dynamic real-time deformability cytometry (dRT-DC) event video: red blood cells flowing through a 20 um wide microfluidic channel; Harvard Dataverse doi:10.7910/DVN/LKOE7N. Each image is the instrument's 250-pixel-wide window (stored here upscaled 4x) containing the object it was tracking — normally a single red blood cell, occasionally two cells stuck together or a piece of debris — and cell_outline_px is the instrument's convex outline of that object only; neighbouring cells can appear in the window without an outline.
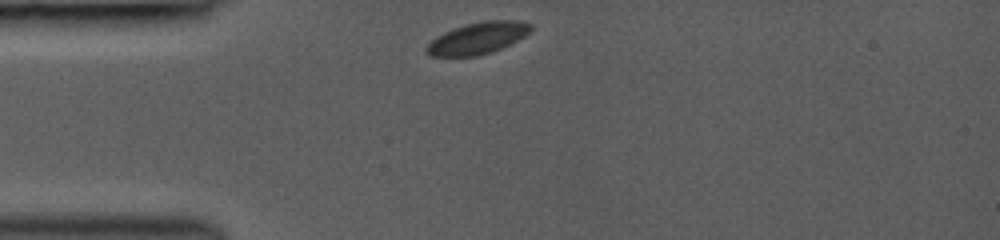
{"species": "common noctule bat (a hibernating species)", "species_latin": "Nyctalus noctula", "temperature_condition": "room temperature", "stored_images_in_passage": 43, "camera_frame_rate_fps": 3000, "um_per_image_px": 0.085, "animal": {"sex": "female", "body_mass_g": 19.0, "forearm_length_mm": 53.3}, "frame": {"image": 1, "passage_image": 1, "time_ms": 0.0, "image_size_px": [1000, 240], "cell_outline_px": [[532, 28], [524, 36], [492, 52], [476, 56], [428, 56], [424, 52], [424, 48], [436, 36], [452, 28], [484, 20], [516, 20], [532, 24]], "centroid_in_image_um": [40.55, 3.25], "position_along_channel_um": 44.4, "area_um2": 19.19}}
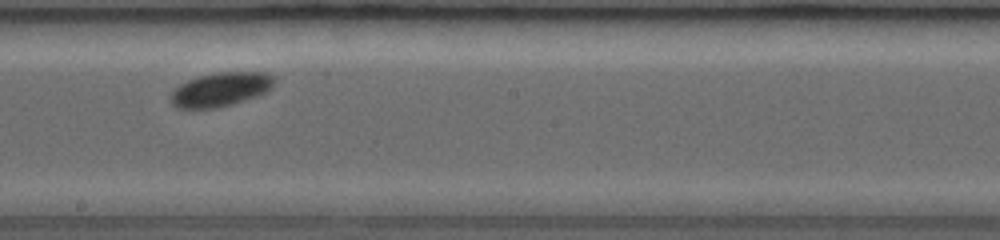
{"frame": {"image": 2, "passage_image": 22, "time_ms": 5.0, "image_size_px": [1000, 240], "cell_outline_px": [[276, 80], [272, 88], [256, 96], [232, 104], [216, 108], [180, 108], [172, 104], [168, 100], [172, 92], [180, 84], [188, 80], [212, 72], [268, 72]], "centroid_in_image_um": [18.76, 7.59], "position_along_channel_um": 229.4, "area_um2": 20.52}}
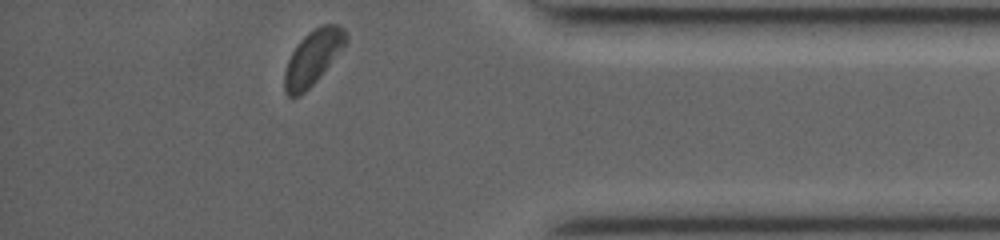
{"frame": {"image": 3, "passage_image": 43, "time_ms": 9.667, "image_size_px": [1000, 240], "cell_outline_px": [[348, 40], [344, 48], [316, 80], [300, 96], [288, 96], [284, 92], [284, 72], [288, 60], [292, 52], [300, 40], [308, 32], [324, 24], [336, 24], [344, 28], [348, 36]], "centroid_in_image_um": [26.61, 4.88], "position_along_channel_um": 408.6, "area_um2": 19.42}}